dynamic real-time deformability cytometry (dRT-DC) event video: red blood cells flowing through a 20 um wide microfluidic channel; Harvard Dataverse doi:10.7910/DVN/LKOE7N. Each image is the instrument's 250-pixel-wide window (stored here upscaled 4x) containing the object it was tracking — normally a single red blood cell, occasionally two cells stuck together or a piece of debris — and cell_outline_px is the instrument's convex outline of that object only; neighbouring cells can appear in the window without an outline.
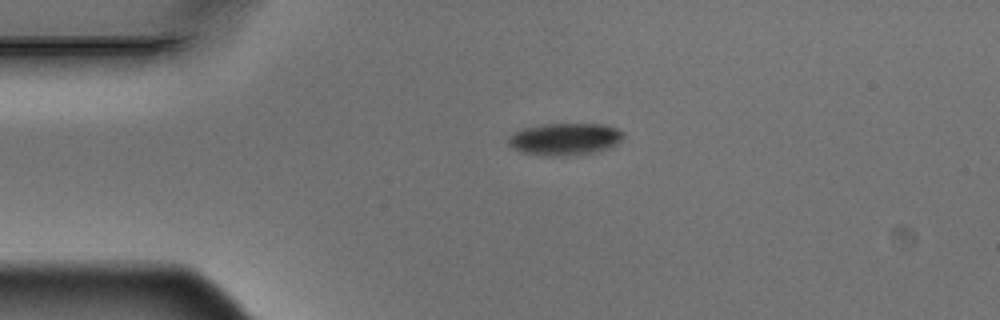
{"species": "Egyptian fruit bat (a non-hibernating species)", "species_latin": "Rousettus aegyptiacus", "temperature_condition": "warm", "stored_images_in_passage": 3, "camera_frame_rate_fps": 3000, "um_per_image_px": 0.085, "animal": {"sex": "male"}, "frame": {"image": 1, "passage_image": 1, "time_ms": 0.0, "image_size_px": [1000, 320], "cell_outline_px": [[624, 136], [612, 148], [600, 152], [576, 156], [552, 156], [520, 152], [508, 144], [508, 136], [524, 128], [544, 124], [604, 124], [616, 128], [624, 132]], "centroid_in_image_um": [48.07, 11.84], "position_along_channel_um": 36.9, "area_um2": 21.85}}
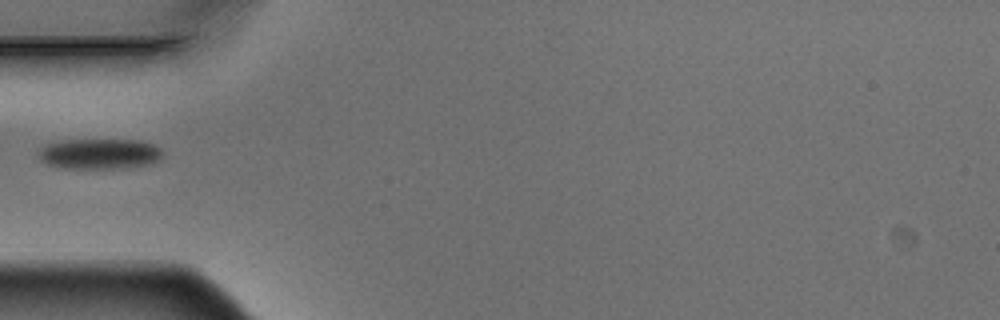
{"frame": {"image": 2, "passage_image": 3, "time_ms": 0.667, "image_size_px": [1000, 320], "cell_outline_px": [[164, 156], [152, 164], [128, 168], [64, 168], [48, 164], [40, 160], [36, 156], [36, 152], [44, 144], [60, 140], [136, 140], [152, 144], [160, 148]], "centroid_in_image_um": [8.42, 13.08], "position_along_channel_um": 76.6, "area_um2": 22.37}}